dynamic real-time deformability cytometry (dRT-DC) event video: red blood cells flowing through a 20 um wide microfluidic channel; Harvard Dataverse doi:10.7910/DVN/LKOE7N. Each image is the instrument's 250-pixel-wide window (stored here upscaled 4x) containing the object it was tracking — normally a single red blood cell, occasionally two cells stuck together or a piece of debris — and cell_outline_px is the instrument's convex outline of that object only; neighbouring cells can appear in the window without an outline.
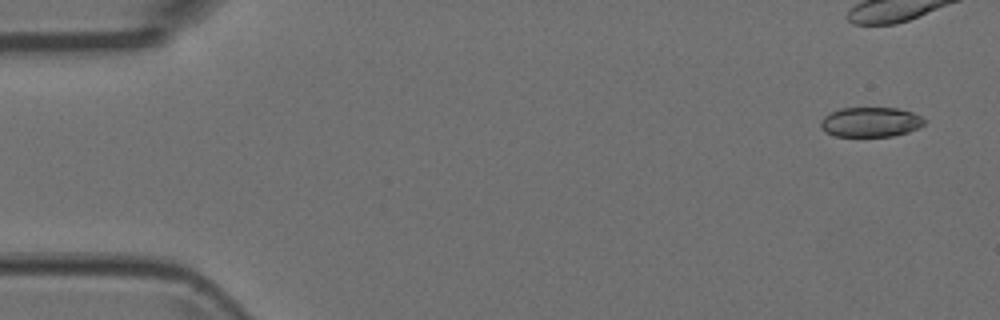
{"species": "Egyptian fruit bat (a non-hibernating species)", "species_latin": "Rousettus aegyptiacus", "temperature_condition": "room temperature", "stored_images_in_passage": 7, "camera_frame_rate_fps": 3000, "um_per_image_px": 0.085, "animal": {"sex": "female"}, "frame": {"image": 1, "passage_image": 1, "time_ms": 0.0, "image_size_px": [1000, 320], "cell_outline_px": [[924, 124], [908, 132], [892, 136], [836, 136], [824, 132], [820, 128], [820, 120], [824, 116], [840, 108], [896, 108], [912, 112], [920, 116], [924, 120]], "centroid_in_image_um": [73.95, 10.38], "position_along_channel_um": 11.1, "area_um2": 17.92}}
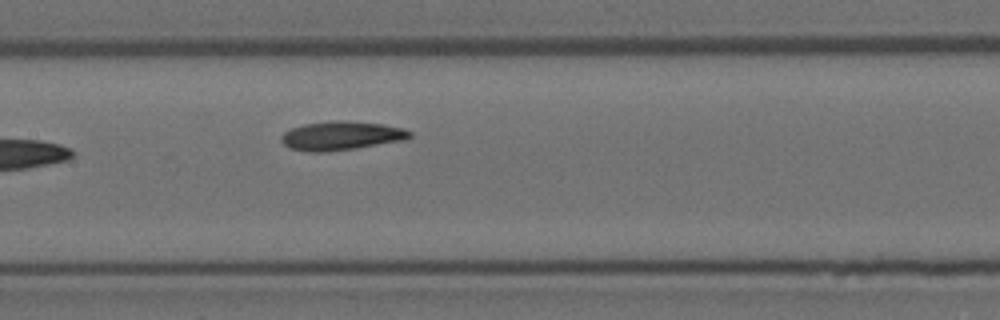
{"frame": {"image": 2, "passage_image": 7, "time_ms": 2.0, "image_size_px": [1000, 320], "cell_outline_px": [[412, 136], [404, 140], [356, 148], [324, 152], [308, 152], [292, 148], [284, 144], [280, 140], [280, 136], [284, 132], [292, 128], [304, 124], [332, 120], [340, 120], [384, 124], [404, 128], [412, 132]], "centroid_in_image_um": [29.01, 11.53], "position_along_channel_um": 178.4, "area_um2": 21.62}}